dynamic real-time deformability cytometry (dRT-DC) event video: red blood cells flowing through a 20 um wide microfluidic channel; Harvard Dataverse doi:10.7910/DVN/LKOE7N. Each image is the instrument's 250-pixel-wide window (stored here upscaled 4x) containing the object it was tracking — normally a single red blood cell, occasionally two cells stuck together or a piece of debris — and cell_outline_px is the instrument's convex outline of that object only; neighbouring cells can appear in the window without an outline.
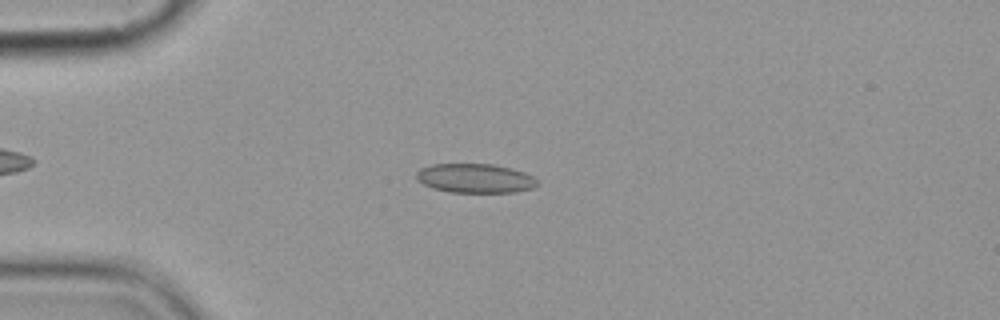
{"species": "common noctule bat (a hibernating species)", "species_latin": "Nyctalus noctula", "temperature_condition": "cold", "stored_images_in_passage": 11, "camera_frame_rate_fps": 3000, "um_per_image_px": 0.085, "animal": {"sex": "female", "body_mass_g": 19.9}, "frame": {"image": 1, "passage_image": 5, "time_ms": 5.667, "image_size_px": [1000, 320], "cell_outline_px": [[536, 184], [532, 188], [516, 192], [448, 192], [432, 188], [416, 180], [416, 172], [420, 168], [432, 164], [492, 164], [512, 168], [524, 172], [532, 176], [536, 180]], "centroid_in_image_um": [40.34, 15.15], "position_along_channel_um": 44.7, "area_um2": 20.58}}
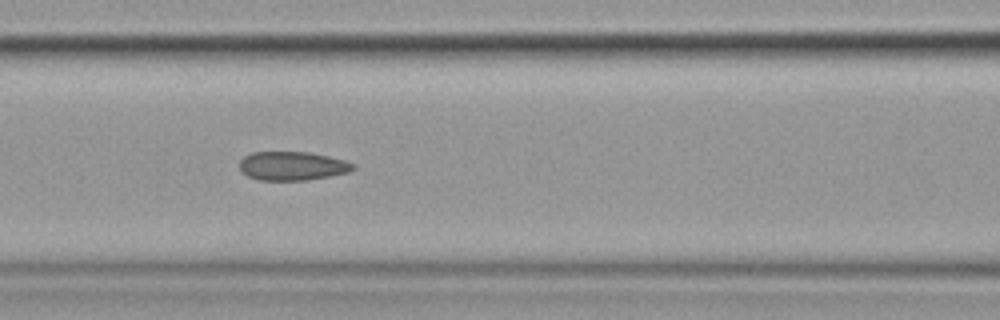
{"frame": {"image": 2, "passage_image": 8, "time_ms": 9.0, "image_size_px": [1000, 320], "cell_outline_px": [[356, 168], [348, 172], [308, 180], [260, 180], [248, 176], [240, 168], [240, 160], [244, 156], [252, 152], [308, 152], [328, 156], [344, 160], [356, 164]], "centroid_in_image_um": [24.86, 14.1], "position_along_channel_um": 141.7, "area_um2": 18.96}}
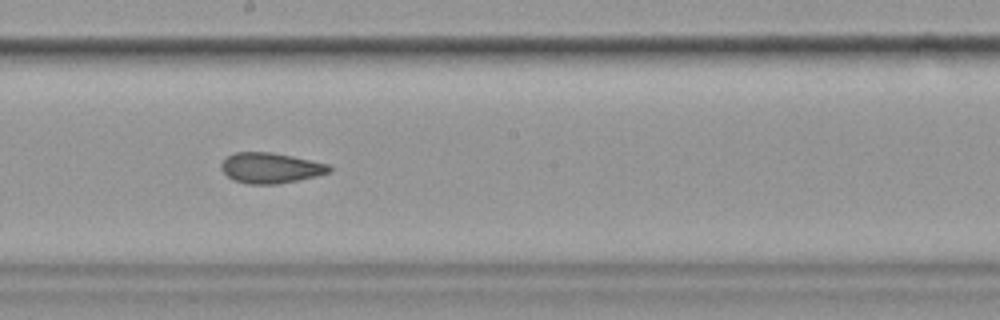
{"frame": {"image": 3, "passage_image": 10, "time_ms": 11.333, "image_size_px": [1000, 320], "cell_outline_px": [[332, 172], [316, 176], [276, 184], [248, 184], [232, 180], [220, 168], [220, 164], [228, 156], [236, 152], [272, 152], [292, 156], [328, 164], [332, 168]], "centroid_in_image_um": [22.99, 14.27], "position_along_channel_um": 225.2, "area_um2": 19.13}}